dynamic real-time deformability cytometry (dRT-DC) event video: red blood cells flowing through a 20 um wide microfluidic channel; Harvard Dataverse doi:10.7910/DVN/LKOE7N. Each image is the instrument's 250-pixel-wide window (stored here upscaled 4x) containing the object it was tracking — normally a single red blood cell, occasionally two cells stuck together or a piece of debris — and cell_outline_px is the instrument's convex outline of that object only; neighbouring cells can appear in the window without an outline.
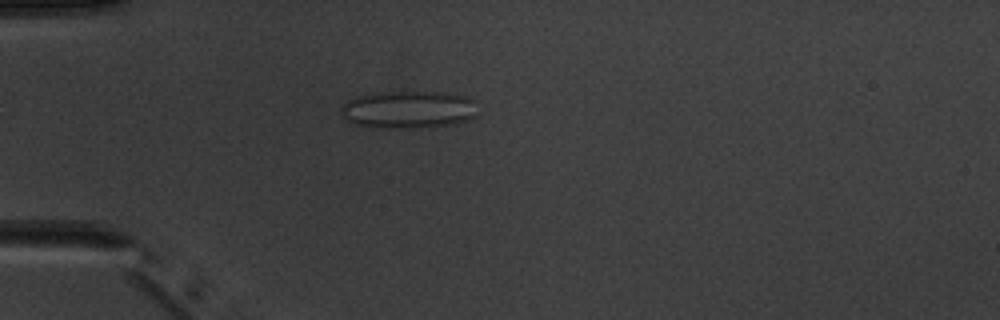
{"species": "common noctule bat (a hibernating species)", "species_latin": "Nyctalus noctula", "temperature_condition": "warm", "stored_images_in_passage": 4, "camera_frame_rate_fps": 3000, "um_per_image_px": 0.085, "animal": {"sex": "male", "body_mass_g": 20.1, "forearm_length_mm": 53.5}, "frame": {"image": 1, "passage_image": 4, "time_ms": 4.333, "image_size_px": [1000, 320], "cell_outline_px": [[476, 116], [468, 120], [456, 124], [428, 128], [380, 128], [356, 124], [340, 116], [340, 108], [348, 100], [356, 96], [376, 92], [444, 92], [468, 96], [476, 100]], "centroid_in_image_um": [34.76, 9.32], "position_along_channel_um": 50.2, "area_um2": 30.58}}